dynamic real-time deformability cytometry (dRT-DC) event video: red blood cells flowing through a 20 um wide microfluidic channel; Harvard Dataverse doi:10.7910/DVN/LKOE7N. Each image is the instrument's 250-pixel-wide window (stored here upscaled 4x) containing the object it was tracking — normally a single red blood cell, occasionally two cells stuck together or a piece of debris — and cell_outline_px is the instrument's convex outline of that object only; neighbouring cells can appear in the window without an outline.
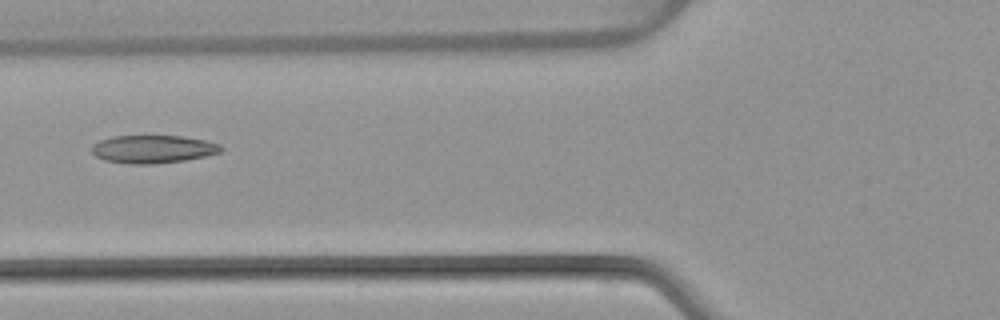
{"species": "common noctule bat (a hibernating species)", "species_latin": "Nyctalus noctula", "temperature_condition": "warm", "stored_images_in_passage": 6, "camera_frame_rate_fps": 3000, "um_per_image_px": 0.085, "animal": {"sex": "female", "body_mass_g": 22.7, "forearm_length_mm": 54.2}, "frame": {"image": 1, "passage_image": 6, "time_ms": 6.0, "image_size_px": [1000, 320], "cell_outline_px": [[224, 148], [220, 152], [204, 156], [184, 160], [152, 164], [128, 164], [104, 160], [96, 156], [92, 152], [92, 144], [100, 140], [112, 136], [180, 136], [204, 140], [220, 144]], "centroid_in_image_um": [12.98, 12.67], "position_along_channel_um": 112.8, "area_um2": 20.98}}